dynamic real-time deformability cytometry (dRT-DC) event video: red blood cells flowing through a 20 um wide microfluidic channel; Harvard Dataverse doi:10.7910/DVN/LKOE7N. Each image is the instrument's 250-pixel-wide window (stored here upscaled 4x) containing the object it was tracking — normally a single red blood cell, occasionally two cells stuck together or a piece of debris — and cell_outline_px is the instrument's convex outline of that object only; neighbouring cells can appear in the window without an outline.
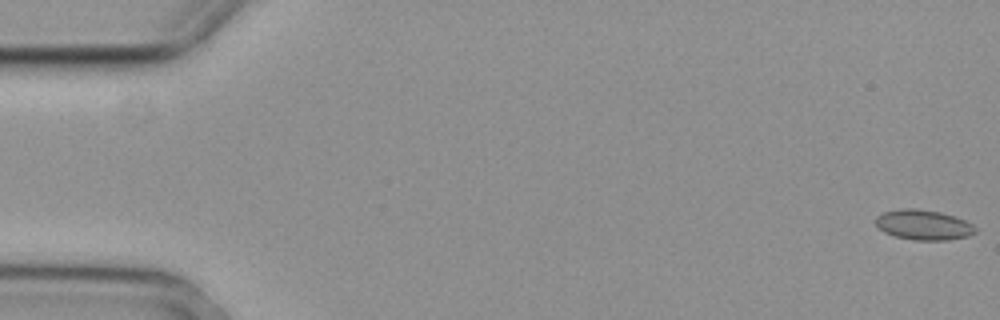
{"species": "common noctule bat (a hibernating species)", "species_latin": "Nyctalus noctula", "temperature_condition": "cold", "stored_images_in_passage": 6, "camera_frame_rate_fps": 3000, "um_per_image_px": 0.085, "animal": {"sex": "female", "body_mass_g": 29.2, "forearm_length_mm": 56.3}, "frame": {"image": 1, "passage_image": 1, "time_ms": 0.0, "image_size_px": [1000, 320], "cell_outline_px": [[976, 232], [968, 236], [948, 240], [916, 240], [896, 236], [884, 232], [876, 224], [876, 216], [884, 212], [900, 208], [916, 208], [940, 212], [964, 220], [972, 224], [976, 228]], "centroid_in_image_um": [78.5, 19.11], "position_along_channel_um": 6.5, "area_um2": 17.34}}
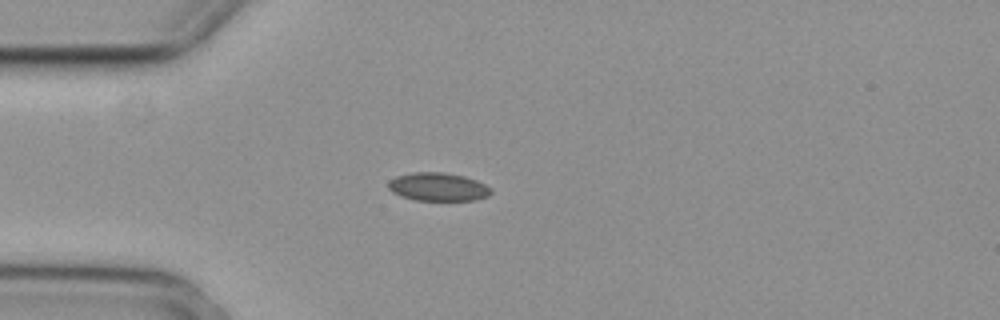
{"frame": {"image": 2, "passage_image": 5, "time_ms": 1.333, "image_size_px": [1000, 320], "cell_outline_px": [[492, 192], [488, 196], [476, 200], [416, 200], [400, 196], [392, 192], [388, 188], [388, 180], [396, 176], [412, 172], [444, 172], [464, 176], [476, 180], [492, 188]], "centroid_in_image_um": [37.22, 15.88], "position_along_channel_um": 47.8, "area_um2": 17.05}}